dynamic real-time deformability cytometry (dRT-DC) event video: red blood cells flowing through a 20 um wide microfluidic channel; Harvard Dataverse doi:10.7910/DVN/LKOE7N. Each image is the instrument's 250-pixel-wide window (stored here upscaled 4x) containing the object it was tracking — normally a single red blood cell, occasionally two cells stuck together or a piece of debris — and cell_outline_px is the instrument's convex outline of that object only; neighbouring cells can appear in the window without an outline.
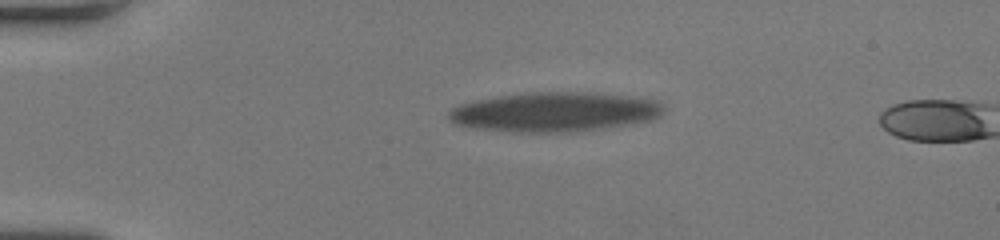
{"species": "human", "species_latin": "Homo sapiens", "temperature_condition": "room temperature", "stored_images_in_passage": 4, "camera_frame_rate_fps": 3000, "um_per_image_px": 0.085, "donor": {"sex": "female"}, "frame": {"image": 1, "passage_image": 1, "time_ms": 0.0, "image_size_px": [1000, 240], "cell_outline_px": [[664, 112], [660, 116], [652, 120], [632, 124], [604, 128], [568, 132], [512, 132], [472, 128], [456, 124], [448, 120], [444, 116], [452, 108], [460, 104], [476, 100], [500, 96], [532, 92], [596, 92], [628, 96], [656, 100], [664, 108]], "centroid_in_image_um": [47.12, 9.52], "position_along_channel_um": 37.9, "area_um2": 49.82}}